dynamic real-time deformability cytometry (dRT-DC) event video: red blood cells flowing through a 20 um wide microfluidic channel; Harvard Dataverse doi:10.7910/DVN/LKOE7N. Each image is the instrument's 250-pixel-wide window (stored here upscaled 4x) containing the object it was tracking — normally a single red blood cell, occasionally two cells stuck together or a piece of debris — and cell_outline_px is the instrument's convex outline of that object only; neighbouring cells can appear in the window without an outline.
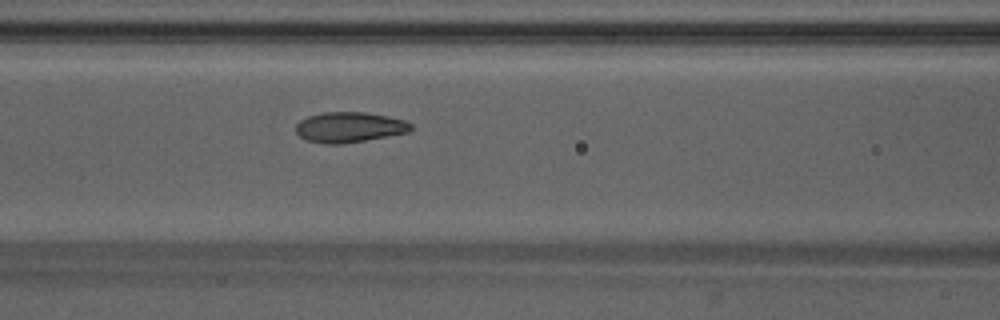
{"species": "Egyptian fruit bat (a non-hibernating species)", "species_latin": "Rousettus aegyptiacus", "temperature_condition": "warm", "stored_images_in_passage": 35, "camera_frame_rate_fps": 3000, "um_per_image_px": 0.085, "animal": {"sex": "male"}, "frame": {"image": 1, "passage_image": 7, "time_ms": 2.0, "image_size_px": [1000, 320], "cell_outline_px": [[412, 128], [408, 132], [364, 140], [340, 144], [324, 144], [304, 140], [296, 132], [296, 124], [300, 120], [308, 116], [324, 112], [364, 112], [388, 116], [404, 120], [412, 124]], "centroid_in_image_um": [29.66, 10.81], "position_along_channel_um": 136.9, "area_um2": 20.29}}
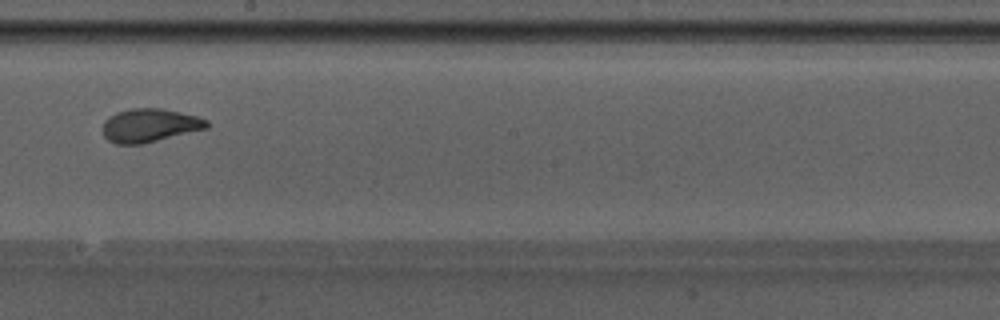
{"frame": {"image": 2, "passage_image": 14, "time_ms": 4.333, "image_size_px": [1000, 320], "cell_outline_px": [[208, 128], [140, 144], [116, 144], [108, 140], [104, 136], [104, 120], [108, 116], [116, 112], [132, 108], [160, 108], [196, 116], [208, 120]], "centroid_in_image_um": [12.7, 10.65], "position_along_channel_um": 235.5, "area_um2": 20.06}}
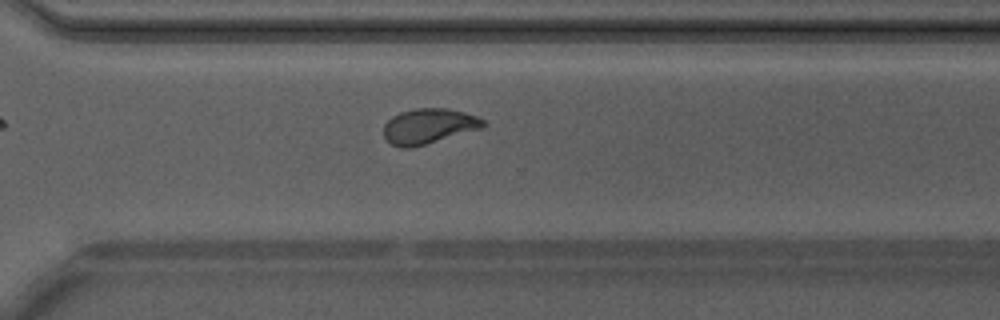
{"frame": {"image": 3, "passage_image": 21, "time_ms": 6.667, "image_size_px": [1000, 320], "cell_outline_px": [[488, 124], [484, 128], [412, 148], [400, 148], [392, 144], [384, 136], [384, 124], [392, 116], [400, 112], [416, 108], [444, 108], [464, 112], [476, 116], [484, 120]], "centroid_in_image_um": [36.46, 10.73], "position_along_channel_um": 334.1, "area_um2": 20.58}, "authors_computed_cell_mechanics": {"area_um2": 20.519, "velocity_mm_per_s": 4.2337, "shape_relaxation_time_tau1_ms": 3.8061, "shape_relaxation_time_tau2_ms": 1.2559, "deformation_change_tau1": 0.1658, "deformation_change_tau2": 0.0495}}